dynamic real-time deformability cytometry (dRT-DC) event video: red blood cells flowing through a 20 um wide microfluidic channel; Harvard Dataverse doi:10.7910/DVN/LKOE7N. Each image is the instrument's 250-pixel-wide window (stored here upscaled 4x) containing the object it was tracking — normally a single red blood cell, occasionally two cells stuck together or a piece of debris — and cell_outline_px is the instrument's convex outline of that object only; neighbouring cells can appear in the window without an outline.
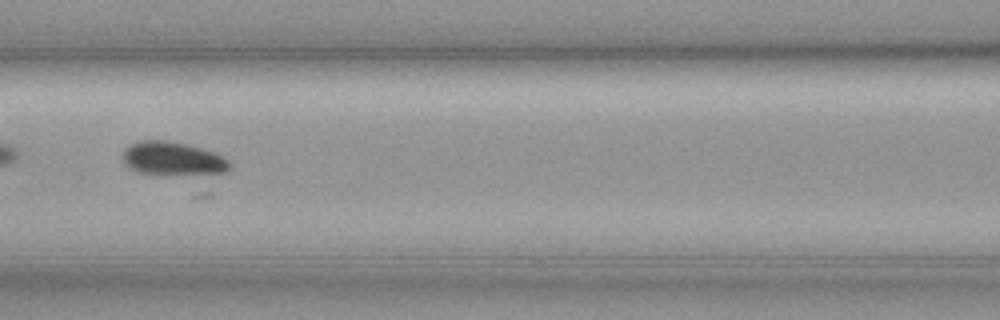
{"species": "common noctule bat (a hibernating species)", "species_latin": "Nyctalus noctula", "temperature_condition": "cold", "stored_images_in_passage": 19, "camera_frame_rate_fps": 3000, "um_per_image_px": 0.085, "animal": {"sex": "female", "body_mass_g": 19.3, "forearm_length_mm": 54.1}, "frame": {"image": 1, "passage_image": 12, "time_ms": 3.667, "image_size_px": [1000, 320], "cell_outline_px": [[232, 168], [228, 172], [212, 176], [160, 176], [136, 172], [128, 168], [124, 164], [120, 156], [124, 148], [140, 140], [164, 140], [188, 144], [216, 152], [228, 160], [232, 164]], "centroid_in_image_um": [14.73, 13.55], "position_along_channel_um": 151.9, "area_um2": 22.48}}